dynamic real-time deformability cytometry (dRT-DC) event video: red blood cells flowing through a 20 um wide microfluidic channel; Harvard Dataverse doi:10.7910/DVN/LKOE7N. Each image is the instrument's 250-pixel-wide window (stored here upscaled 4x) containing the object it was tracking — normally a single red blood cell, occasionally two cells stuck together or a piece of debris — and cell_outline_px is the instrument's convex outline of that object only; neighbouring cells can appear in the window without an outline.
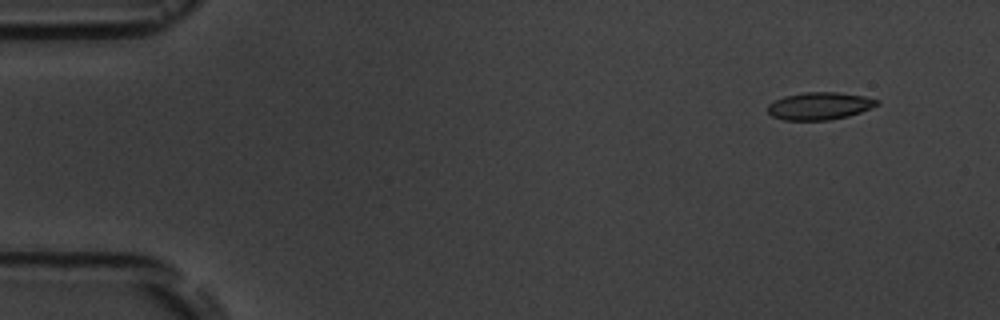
{"species": "common noctule bat (a hibernating species)", "species_latin": "Nyctalus noctula", "temperature_condition": "room temperature", "stored_images_in_passage": 10, "camera_frame_rate_fps": 3000, "um_per_image_px": 0.085, "animal": {"sex": "male", "body_mass_g": 19.5, "forearm_length_mm": 54.6}, "frame": {"image": 1, "passage_image": 1, "time_ms": 0.0, "image_size_px": [1000, 320], "cell_outline_px": [[880, 104], [860, 112], [848, 116], [828, 120], [784, 120], [772, 116], [768, 112], [768, 104], [784, 96], [804, 92], [840, 92], [864, 96], [880, 100]], "centroid_in_image_um": [69.68, 9.0], "position_along_channel_um": 15.3, "area_um2": 17.51}}
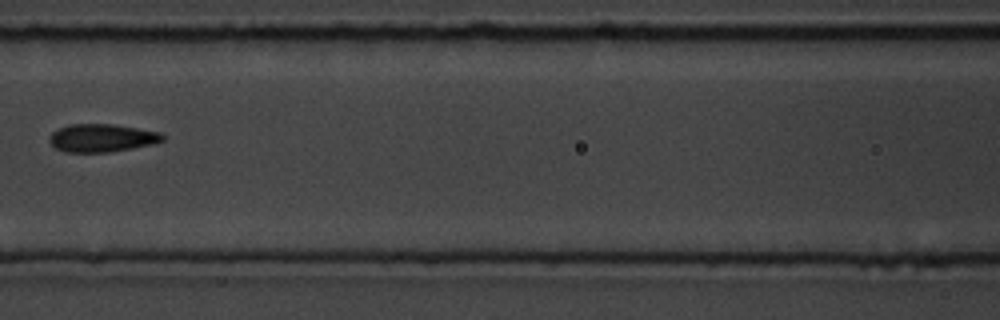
{"frame": {"image": 2, "passage_image": 7, "time_ms": 7.0, "image_size_px": [1000, 320], "cell_outline_px": [[164, 140], [152, 144], [132, 148], [108, 152], [64, 152], [56, 148], [52, 144], [52, 132], [68, 124], [112, 124], [160, 132], [164, 136]], "centroid_in_image_um": [8.68, 11.72], "position_along_channel_um": 157.9, "area_um2": 18.15}}
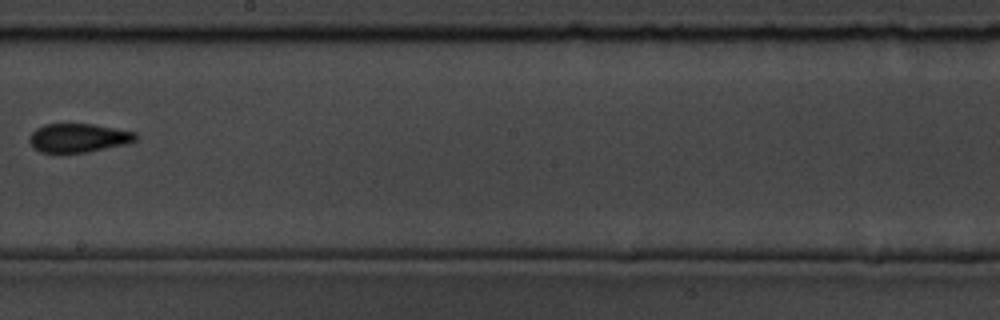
{"frame": {"image": 3, "passage_image": 9, "time_ms": 9.333, "image_size_px": [1000, 320], "cell_outline_px": [[136, 140], [124, 144], [84, 152], [40, 152], [32, 148], [28, 140], [28, 136], [36, 128], [44, 124], [92, 124], [136, 132]], "centroid_in_image_um": [6.59, 11.71], "position_along_channel_um": 241.6, "area_um2": 17.63}}